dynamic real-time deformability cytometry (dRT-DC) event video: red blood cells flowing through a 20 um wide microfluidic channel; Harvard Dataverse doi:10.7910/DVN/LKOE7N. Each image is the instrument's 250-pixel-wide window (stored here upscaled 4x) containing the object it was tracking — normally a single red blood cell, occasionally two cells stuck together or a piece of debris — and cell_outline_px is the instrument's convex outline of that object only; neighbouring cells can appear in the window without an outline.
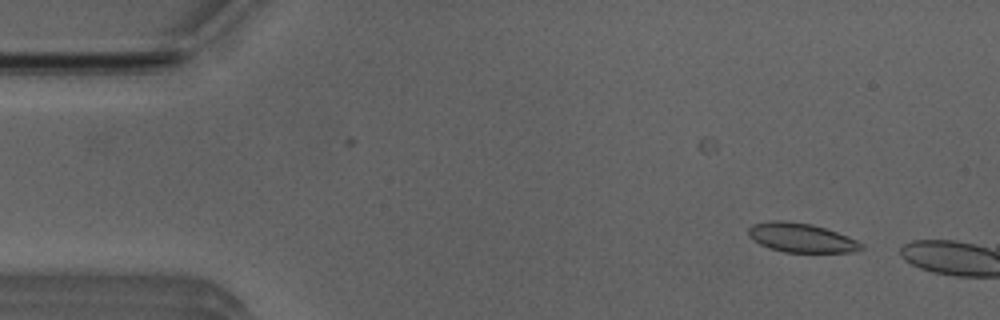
{"species": "Egyptian fruit bat (a non-hibernating species)", "species_latin": "Rousettus aegyptiacus", "temperature_condition": "room temperature", "stored_images_in_passage": 9, "camera_frame_rate_fps": 3000, "um_per_image_px": 0.085, "animal": {"sex": "male"}, "frame": {"image": 1, "passage_image": 3, "time_ms": 0.667, "image_size_px": [1000, 320], "cell_outline_px": [[864, 248], [852, 252], [784, 252], [768, 248], [752, 240], [748, 236], [748, 228], [752, 224], [772, 220], [784, 220], [812, 224], [848, 236], [864, 244]], "centroid_in_image_um": [68.07, 20.2], "position_along_channel_um": 16.9, "area_um2": 19.31}}